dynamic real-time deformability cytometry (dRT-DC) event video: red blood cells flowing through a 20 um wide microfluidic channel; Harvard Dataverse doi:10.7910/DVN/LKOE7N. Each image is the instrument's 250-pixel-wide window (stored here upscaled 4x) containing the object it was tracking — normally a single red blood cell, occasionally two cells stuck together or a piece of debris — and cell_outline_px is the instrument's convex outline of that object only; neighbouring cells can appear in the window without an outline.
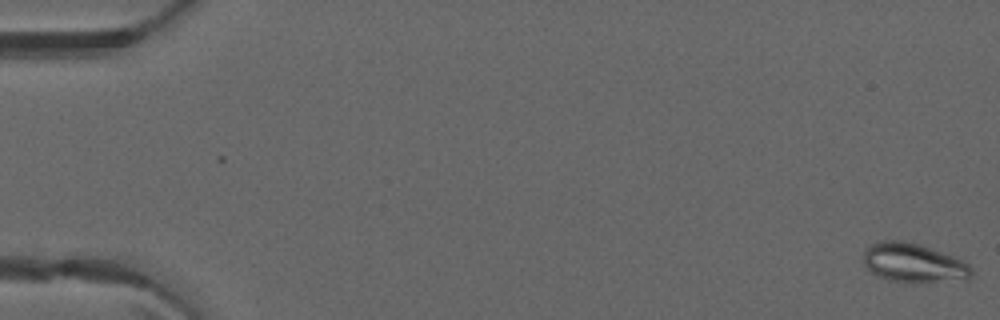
{"species": "common noctule bat (a hibernating species)", "species_latin": "Nyctalus noctula", "temperature_condition": "warm", "stored_images_in_passage": 52, "camera_frame_rate_fps": 3000, "um_per_image_px": 0.085, "animal": {"sex": "male", "forearm_length_mm": 52.5}, "frame": {"image": 1, "passage_image": 1, "time_ms": 0.0, "image_size_px": [1000, 320], "cell_outline_px": [[972, 276], [968, 280], [916, 284], [888, 280], [876, 276], [864, 264], [864, 252], [872, 244], [884, 240], [900, 240], [920, 244], [964, 260], [972, 268]], "centroid_in_image_um": [77.71, 22.39], "position_along_channel_um": 7.3, "area_um2": 25.14}}
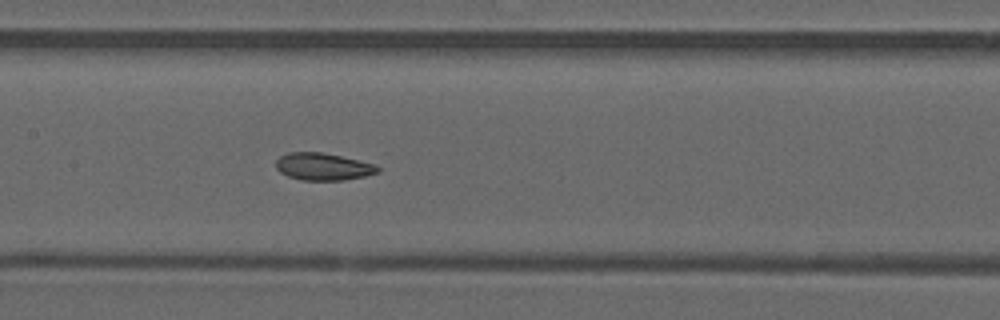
{"frame": {"image": 2, "passage_image": 26, "time_ms": 8.333, "image_size_px": [1000, 320], "cell_outline_px": [[380, 172], [364, 176], [344, 180], [300, 180], [288, 176], [280, 172], [276, 168], [276, 160], [280, 156], [288, 152], [320, 152], [340, 156], [376, 164], [380, 168]], "centroid_in_image_um": [27.46, 14.16], "position_along_channel_um": 179.9, "area_um2": 16.18}}
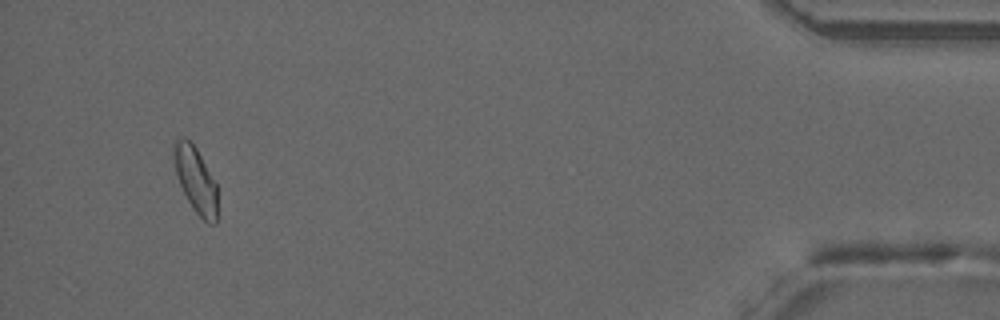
{"frame": {"image": 3, "passage_image": 49, "time_ms": 16.0, "image_size_px": [1000, 320], "cell_outline_px": [[216, 224], [208, 224], [196, 212], [188, 200], [180, 184], [176, 172], [172, 152], [172, 144], [176, 140], [188, 140], [196, 148], [216, 184]], "centroid_in_image_um": [16.61, 15.3], "position_along_channel_um": 418.6, "area_um2": 16.13}, "authors_computed_cell_mechanics": {"area_um2": 16.8487, "velocity_mm_per_s": 4.052, "shape_relaxation_time_tau1_ms": null, "shape_relaxation_time_tau2_ms": 2.1785, "deformation_change_tau1": null, "deformation_change_tau2": 0.0787}}